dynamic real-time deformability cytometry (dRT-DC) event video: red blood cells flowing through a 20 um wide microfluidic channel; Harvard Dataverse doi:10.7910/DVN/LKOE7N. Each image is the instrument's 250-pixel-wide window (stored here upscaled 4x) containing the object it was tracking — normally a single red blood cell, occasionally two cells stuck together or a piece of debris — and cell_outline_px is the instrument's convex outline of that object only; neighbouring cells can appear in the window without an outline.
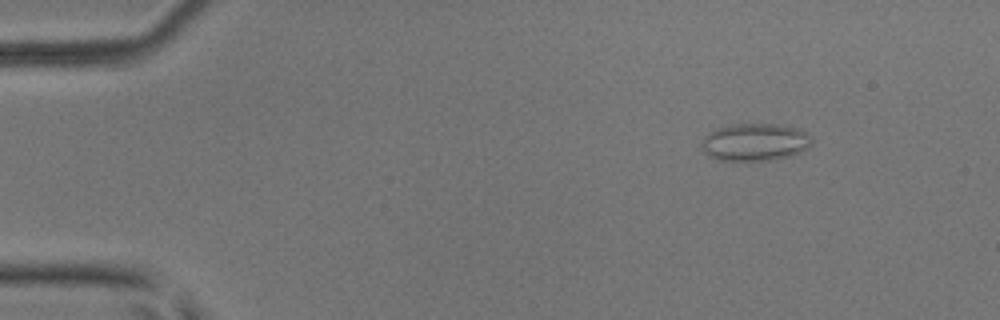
{"species": "common noctule bat (a hibernating species)", "species_latin": "Nyctalus noctula", "temperature_condition": "room temperature", "stored_images_in_passage": 47, "camera_frame_rate_fps": 3000, "um_per_image_px": 0.085, "animal": {"sex": "male", "body_mass_g": 17.9, "forearm_length_mm": 54.2}, "frame": {"image": 1, "passage_image": 1, "time_ms": 0.0, "image_size_px": [1000, 320], "cell_outline_px": [[812, 144], [808, 148], [792, 156], [772, 160], [716, 160], [704, 152], [700, 148], [700, 144], [704, 136], [708, 132], [716, 128], [732, 124], [776, 124], [800, 128], [808, 132], [812, 140]], "centroid_in_image_um": [64.17, 12.07], "position_along_channel_um": 20.8, "area_um2": 24.51}}
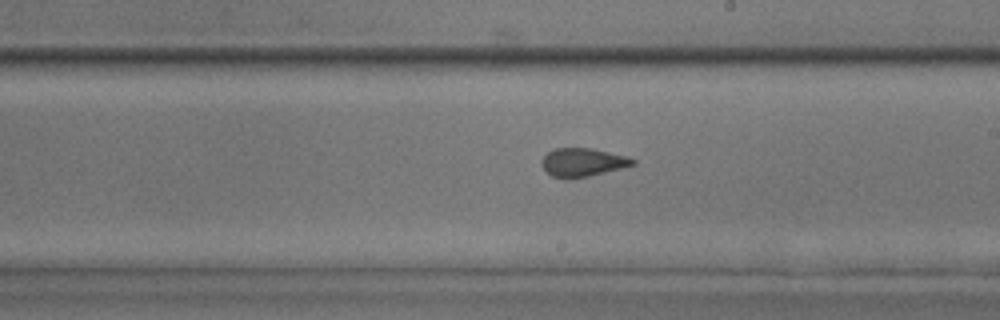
{"frame": {"image": 2, "passage_image": 25, "time_ms": 8.0, "image_size_px": [1000, 320], "cell_outline_px": [[636, 164], [624, 168], [588, 176], [568, 180], [552, 176], [540, 164], [540, 160], [552, 148], [592, 148], [628, 156], [636, 160]], "centroid_in_image_um": [49.54, 13.8], "position_along_channel_um": 239.5, "area_um2": 15.37}}
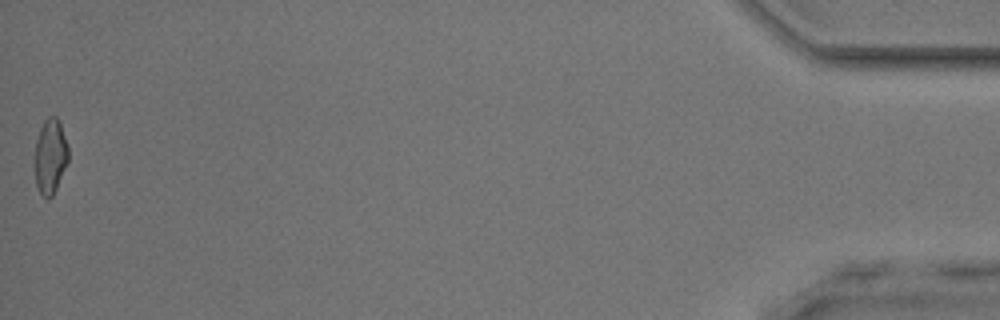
{"frame": {"image": 3, "passage_image": 47, "time_ms": 15.333, "image_size_px": [1000, 320], "cell_outline_px": [[68, 160], [56, 188], [52, 196], [48, 200], [40, 192], [36, 184], [36, 140], [40, 128], [44, 120], [48, 116], [56, 116], [60, 120], [68, 144]], "centroid_in_image_um": [4.3, 13.23], "position_along_channel_um": 430.9, "area_um2": 14.51}, "authors_computed_cell_mechanics": {"area_um2": 15.4904, "velocity_mm_per_s": 3.9158, "shape_relaxation_time_tau1_ms": null, "shape_relaxation_time_tau2_ms": 0.9424, "deformation_change_tau1": null, "deformation_change_tau2": 0.0739}}